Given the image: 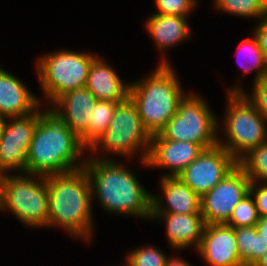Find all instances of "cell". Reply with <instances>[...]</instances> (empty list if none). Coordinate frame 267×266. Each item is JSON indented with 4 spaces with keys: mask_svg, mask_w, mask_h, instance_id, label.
I'll list each match as a JSON object with an SVG mask.
<instances>
[{
    "mask_svg": "<svg viewBox=\"0 0 267 266\" xmlns=\"http://www.w3.org/2000/svg\"><path fill=\"white\" fill-rule=\"evenodd\" d=\"M257 231L263 235V238L267 242V217H260L256 224Z\"/></svg>",
    "mask_w": 267,
    "mask_h": 266,
    "instance_id": "obj_33",
    "label": "cell"
},
{
    "mask_svg": "<svg viewBox=\"0 0 267 266\" xmlns=\"http://www.w3.org/2000/svg\"><path fill=\"white\" fill-rule=\"evenodd\" d=\"M226 95L224 127L218 125V128L227 138H224L226 141L218 138V144L239 161L250 150L267 141V119L243 92H227Z\"/></svg>",
    "mask_w": 267,
    "mask_h": 266,
    "instance_id": "obj_5",
    "label": "cell"
},
{
    "mask_svg": "<svg viewBox=\"0 0 267 266\" xmlns=\"http://www.w3.org/2000/svg\"><path fill=\"white\" fill-rule=\"evenodd\" d=\"M6 119L0 115V137L2 135L3 127L5 124Z\"/></svg>",
    "mask_w": 267,
    "mask_h": 266,
    "instance_id": "obj_35",
    "label": "cell"
},
{
    "mask_svg": "<svg viewBox=\"0 0 267 266\" xmlns=\"http://www.w3.org/2000/svg\"><path fill=\"white\" fill-rule=\"evenodd\" d=\"M96 57L90 52L63 49L40 56L36 61V74L45 96L44 104H52L65 92L86 87L89 68Z\"/></svg>",
    "mask_w": 267,
    "mask_h": 266,
    "instance_id": "obj_8",
    "label": "cell"
},
{
    "mask_svg": "<svg viewBox=\"0 0 267 266\" xmlns=\"http://www.w3.org/2000/svg\"><path fill=\"white\" fill-rule=\"evenodd\" d=\"M97 101L98 99L86 87H83L65 92L57 97L52 102V109L80 138L91 126L93 110Z\"/></svg>",
    "mask_w": 267,
    "mask_h": 266,
    "instance_id": "obj_15",
    "label": "cell"
},
{
    "mask_svg": "<svg viewBox=\"0 0 267 266\" xmlns=\"http://www.w3.org/2000/svg\"><path fill=\"white\" fill-rule=\"evenodd\" d=\"M251 182L267 183V141L250 150L238 161Z\"/></svg>",
    "mask_w": 267,
    "mask_h": 266,
    "instance_id": "obj_24",
    "label": "cell"
},
{
    "mask_svg": "<svg viewBox=\"0 0 267 266\" xmlns=\"http://www.w3.org/2000/svg\"><path fill=\"white\" fill-rule=\"evenodd\" d=\"M260 3L264 10L265 16H267V0H260Z\"/></svg>",
    "mask_w": 267,
    "mask_h": 266,
    "instance_id": "obj_36",
    "label": "cell"
},
{
    "mask_svg": "<svg viewBox=\"0 0 267 266\" xmlns=\"http://www.w3.org/2000/svg\"><path fill=\"white\" fill-rule=\"evenodd\" d=\"M195 5H197V0H191Z\"/></svg>",
    "mask_w": 267,
    "mask_h": 266,
    "instance_id": "obj_38",
    "label": "cell"
},
{
    "mask_svg": "<svg viewBox=\"0 0 267 266\" xmlns=\"http://www.w3.org/2000/svg\"><path fill=\"white\" fill-rule=\"evenodd\" d=\"M238 161L217 144L204 151L177 175L200 198L221 182Z\"/></svg>",
    "mask_w": 267,
    "mask_h": 266,
    "instance_id": "obj_11",
    "label": "cell"
},
{
    "mask_svg": "<svg viewBox=\"0 0 267 266\" xmlns=\"http://www.w3.org/2000/svg\"><path fill=\"white\" fill-rule=\"evenodd\" d=\"M218 10L244 18L263 19L265 16L260 0H214Z\"/></svg>",
    "mask_w": 267,
    "mask_h": 266,
    "instance_id": "obj_25",
    "label": "cell"
},
{
    "mask_svg": "<svg viewBox=\"0 0 267 266\" xmlns=\"http://www.w3.org/2000/svg\"><path fill=\"white\" fill-rule=\"evenodd\" d=\"M130 83H125L103 57L92 61L86 88L98 99L123 102L129 97Z\"/></svg>",
    "mask_w": 267,
    "mask_h": 266,
    "instance_id": "obj_19",
    "label": "cell"
},
{
    "mask_svg": "<svg viewBox=\"0 0 267 266\" xmlns=\"http://www.w3.org/2000/svg\"><path fill=\"white\" fill-rule=\"evenodd\" d=\"M198 143L174 141L169 139H151L150 150L146 160L147 167L168 169L162 177L177 176L203 151Z\"/></svg>",
    "mask_w": 267,
    "mask_h": 266,
    "instance_id": "obj_14",
    "label": "cell"
},
{
    "mask_svg": "<svg viewBox=\"0 0 267 266\" xmlns=\"http://www.w3.org/2000/svg\"><path fill=\"white\" fill-rule=\"evenodd\" d=\"M187 17L154 13L145 21L146 31L160 52L189 39L191 28Z\"/></svg>",
    "mask_w": 267,
    "mask_h": 266,
    "instance_id": "obj_20",
    "label": "cell"
},
{
    "mask_svg": "<svg viewBox=\"0 0 267 266\" xmlns=\"http://www.w3.org/2000/svg\"><path fill=\"white\" fill-rule=\"evenodd\" d=\"M227 88V92H243L255 108L267 119V75L253 82L251 94H247L240 85Z\"/></svg>",
    "mask_w": 267,
    "mask_h": 266,
    "instance_id": "obj_28",
    "label": "cell"
},
{
    "mask_svg": "<svg viewBox=\"0 0 267 266\" xmlns=\"http://www.w3.org/2000/svg\"><path fill=\"white\" fill-rule=\"evenodd\" d=\"M253 266H267V251L263 254L261 258Z\"/></svg>",
    "mask_w": 267,
    "mask_h": 266,
    "instance_id": "obj_34",
    "label": "cell"
},
{
    "mask_svg": "<svg viewBox=\"0 0 267 266\" xmlns=\"http://www.w3.org/2000/svg\"><path fill=\"white\" fill-rule=\"evenodd\" d=\"M160 179L165 199L152 194V213L201 214V198L181 179L177 176Z\"/></svg>",
    "mask_w": 267,
    "mask_h": 266,
    "instance_id": "obj_16",
    "label": "cell"
},
{
    "mask_svg": "<svg viewBox=\"0 0 267 266\" xmlns=\"http://www.w3.org/2000/svg\"><path fill=\"white\" fill-rule=\"evenodd\" d=\"M48 228L58 226L77 239L92 242L93 215L91 185L85 168L46 176Z\"/></svg>",
    "mask_w": 267,
    "mask_h": 266,
    "instance_id": "obj_3",
    "label": "cell"
},
{
    "mask_svg": "<svg viewBox=\"0 0 267 266\" xmlns=\"http://www.w3.org/2000/svg\"><path fill=\"white\" fill-rule=\"evenodd\" d=\"M197 251L208 266H244L239 260L235 228L225 223L205 225Z\"/></svg>",
    "mask_w": 267,
    "mask_h": 266,
    "instance_id": "obj_13",
    "label": "cell"
},
{
    "mask_svg": "<svg viewBox=\"0 0 267 266\" xmlns=\"http://www.w3.org/2000/svg\"><path fill=\"white\" fill-rule=\"evenodd\" d=\"M109 100H98L92 115L91 126L80 137L81 142L89 148L108 128L117 104Z\"/></svg>",
    "mask_w": 267,
    "mask_h": 266,
    "instance_id": "obj_22",
    "label": "cell"
},
{
    "mask_svg": "<svg viewBox=\"0 0 267 266\" xmlns=\"http://www.w3.org/2000/svg\"><path fill=\"white\" fill-rule=\"evenodd\" d=\"M251 180L237 165L225 178L201 197L205 225L226 223L234 209L250 191Z\"/></svg>",
    "mask_w": 267,
    "mask_h": 266,
    "instance_id": "obj_10",
    "label": "cell"
},
{
    "mask_svg": "<svg viewBox=\"0 0 267 266\" xmlns=\"http://www.w3.org/2000/svg\"><path fill=\"white\" fill-rule=\"evenodd\" d=\"M151 138L152 136L143 125L136 104L128 97L117 104L108 128L88 148V151L91 152V156L99 154V152H105L104 154L107 152L110 156L114 152L113 155H121L126 158H132L131 156L135 153L136 155L140 153L141 164L148 166L146 160Z\"/></svg>",
    "mask_w": 267,
    "mask_h": 266,
    "instance_id": "obj_6",
    "label": "cell"
},
{
    "mask_svg": "<svg viewBox=\"0 0 267 266\" xmlns=\"http://www.w3.org/2000/svg\"><path fill=\"white\" fill-rule=\"evenodd\" d=\"M253 33L267 59V16L260 21L258 20V24L257 26L255 25Z\"/></svg>",
    "mask_w": 267,
    "mask_h": 266,
    "instance_id": "obj_31",
    "label": "cell"
},
{
    "mask_svg": "<svg viewBox=\"0 0 267 266\" xmlns=\"http://www.w3.org/2000/svg\"><path fill=\"white\" fill-rule=\"evenodd\" d=\"M259 218L255 201L249 193L234 207L225 224L233 228L253 227L256 226Z\"/></svg>",
    "mask_w": 267,
    "mask_h": 266,
    "instance_id": "obj_26",
    "label": "cell"
},
{
    "mask_svg": "<svg viewBox=\"0 0 267 266\" xmlns=\"http://www.w3.org/2000/svg\"><path fill=\"white\" fill-rule=\"evenodd\" d=\"M165 266H192L188 261L177 256L168 257Z\"/></svg>",
    "mask_w": 267,
    "mask_h": 266,
    "instance_id": "obj_32",
    "label": "cell"
},
{
    "mask_svg": "<svg viewBox=\"0 0 267 266\" xmlns=\"http://www.w3.org/2000/svg\"><path fill=\"white\" fill-rule=\"evenodd\" d=\"M201 96L186 94L177 113L151 139H169L201 144L205 149L218 144L219 118Z\"/></svg>",
    "mask_w": 267,
    "mask_h": 266,
    "instance_id": "obj_9",
    "label": "cell"
},
{
    "mask_svg": "<svg viewBox=\"0 0 267 266\" xmlns=\"http://www.w3.org/2000/svg\"><path fill=\"white\" fill-rule=\"evenodd\" d=\"M105 155L85 158L92 199L110 214L151 219L152 193L145 190L136 175ZM104 157V158H103ZM106 158V159H105ZM94 196V197H93Z\"/></svg>",
    "mask_w": 267,
    "mask_h": 266,
    "instance_id": "obj_2",
    "label": "cell"
},
{
    "mask_svg": "<svg viewBox=\"0 0 267 266\" xmlns=\"http://www.w3.org/2000/svg\"><path fill=\"white\" fill-rule=\"evenodd\" d=\"M9 210L31 228L48 227L49 206L46 176L26 173L3 174L0 211Z\"/></svg>",
    "mask_w": 267,
    "mask_h": 266,
    "instance_id": "obj_7",
    "label": "cell"
},
{
    "mask_svg": "<svg viewBox=\"0 0 267 266\" xmlns=\"http://www.w3.org/2000/svg\"><path fill=\"white\" fill-rule=\"evenodd\" d=\"M253 37L244 39L237 47L239 52L244 53L243 55L245 60L244 63H240V67L244 70L245 73H251L255 70L256 74L254 77V81L261 79L262 77L267 75V59L259 47V43L254 33Z\"/></svg>",
    "mask_w": 267,
    "mask_h": 266,
    "instance_id": "obj_23",
    "label": "cell"
},
{
    "mask_svg": "<svg viewBox=\"0 0 267 266\" xmlns=\"http://www.w3.org/2000/svg\"><path fill=\"white\" fill-rule=\"evenodd\" d=\"M151 219L165 221L166 238L174 250L199 247L205 227L201 214L152 213Z\"/></svg>",
    "mask_w": 267,
    "mask_h": 266,
    "instance_id": "obj_18",
    "label": "cell"
},
{
    "mask_svg": "<svg viewBox=\"0 0 267 266\" xmlns=\"http://www.w3.org/2000/svg\"><path fill=\"white\" fill-rule=\"evenodd\" d=\"M43 107L39 108L37 127L30 143L26 174L47 176L83 168L86 161L81 162V158L88 148L51 106Z\"/></svg>",
    "mask_w": 267,
    "mask_h": 266,
    "instance_id": "obj_1",
    "label": "cell"
},
{
    "mask_svg": "<svg viewBox=\"0 0 267 266\" xmlns=\"http://www.w3.org/2000/svg\"><path fill=\"white\" fill-rule=\"evenodd\" d=\"M16 76L0 68V115L5 119L35 112L44 101Z\"/></svg>",
    "mask_w": 267,
    "mask_h": 266,
    "instance_id": "obj_17",
    "label": "cell"
},
{
    "mask_svg": "<svg viewBox=\"0 0 267 266\" xmlns=\"http://www.w3.org/2000/svg\"><path fill=\"white\" fill-rule=\"evenodd\" d=\"M239 260L244 266H253L267 251V242L256 226L235 228Z\"/></svg>",
    "mask_w": 267,
    "mask_h": 266,
    "instance_id": "obj_21",
    "label": "cell"
},
{
    "mask_svg": "<svg viewBox=\"0 0 267 266\" xmlns=\"http://www.w3.org/2000/svg\"><path fill=\"white\" fill-rule=\"evenodd\" d=\"M39 119V108L23 117L8 118L0 137V172L26 173V161ZM8 121V122H7Z\"/></svg>",
    "mask_w": 267,
    "mask_h": 266,
    "instance_id": "obj_12",
    "label": "cell"
},
{
    "mask_svg": "<svg viewBox=\"0 0 267 266\" xmlns=\"http://www.w3.org/2000/svg\"><path fill=\"white\" fill-rule=\"evenodd\" d=\"M256 184L258 183L251 182L249 193L255 201L259 217H267V183Z\"/></svg>",
    "mask_w": 267,
    "mask_h": 266,
    "instance_id": "obj_30",
    "label": "cell"
},
{
    "mask_svg": "<svg viewBox=\"0 0 267 266\" xmlns=\"http://www.w3.org/2000/svg\"><path fill=\"white\" fill-rule=\"evenodd\" d=\"M168 257L155 246L133 249L126 257L127 266H165Z\"/></svg>",
    "mask_w": 267,
    "mask_h": 266,
    "instance_id": "obj_27",
    "label": "cell"
},
{
    "mask_svg": "<svg viewBox=\"0 0 267 266\" xmlns=\"http://www.w3.org/2000/svg\"><path fill=\"white\" fill-rule=\"evenodd\" d=\"M168 61L163 57L154 72H150L152 74L130 84L129 97L151 136L158 134L177 113L179 103L186 95Z\"/></svg>",
    "mask_w": 267,
    "mask_h": 266,
    "instance_id": "obj_4",
    "label": "cell"
},
{
    "mask_svg": "<svg viewBox=\"0 0 267 266\" xmlns=\"http://www.w3.org/2000/svg\"><path fill=\"white\" fill-rule=\"evenodd\" d=\"M156 14L188 16L195 8L191 0H154ZM192 10V11H191Z\"/></svg>",
    "mask_w": 267,
    "mask_h": 266,
    "instance_id": "obj_29",
    "label": "cell"
},
{
    "mask_svg": "<svg viewBox=\"0 0 267 266\" xmlns=\"http://www.w3.org/2000/svg\"><path fill=\"white\" fill-rule=\"evenodd\" d=\"M3 174L0 172V191H1V181H2Z\"/></svg>",
    "mask_w": 267,
    "mask_h": 266,
    "instance_id": "obj_37",
    "label": "cell"
}]
</instances>
